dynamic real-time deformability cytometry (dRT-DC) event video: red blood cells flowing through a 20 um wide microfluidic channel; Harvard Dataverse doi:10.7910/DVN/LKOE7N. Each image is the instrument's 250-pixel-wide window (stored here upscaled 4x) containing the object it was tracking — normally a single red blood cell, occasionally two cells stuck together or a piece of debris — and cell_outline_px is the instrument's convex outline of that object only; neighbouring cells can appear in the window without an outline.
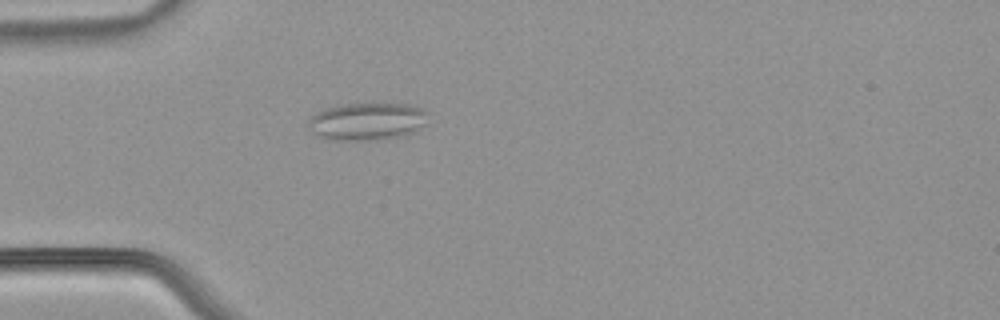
{"species": "common noctule bat (a hibernating species)", "species_latin": "Nyctalus noctula", "temperature_condition": "warm", "stored_images_in_passage": 40, "camera_frame_rate_fps": 3000, "um_per_image_px": 0.085, "animal": {"sex": "male", "body_mass_g": 21.5, "forearm_length_mm": 52.0}, "frame": {"image": 1, "passage_image": 4, "time_ms": 1.0, "image_size_px": [1000, 320], "cell_outline_px": [[428, 112], [424, 124], [412, 132], [380, 140], [332, 140], [316, 136], [304, 124], [316, 112], [328, 108], [344, 104], [408, 104], [420, 108]], "centroid_in_image_um": [31.13, 10.33], "position_along_channel_um": 53.9, "area_um2": 26.07}}
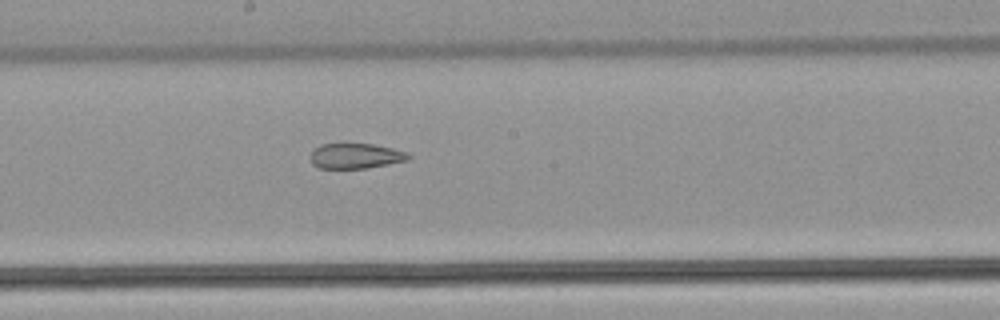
{"frame": {"image": 2, "passage_image": 17, "time_ms": 5.333, "image_size_px": [1000, 320], "cell_outline_px": [[412, 156], [408, 160], [368, 168], [320, 168], [312, 164], [312, 152], [320, 144], [372, 144], [392, 148], [408, 152]], "centroid_in_image_um": [30.28, 13.26], "position_along_channel_um": 217.9, "area_um2": 14.28}}
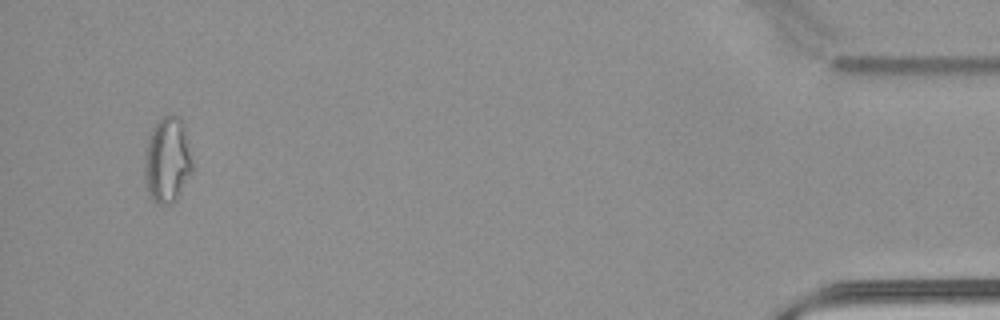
{"frame": {"image": 3, "passage_image": 38, "time_ms": 12.333, "image_size_px": [1000, 320], "cell_outline_px": [[192, 172], [176, 200], [168, 204], [156, 204], [148, 196], [144, 184], [144, 152], [152, 128], [168, 112], [180, 116], [184, 124], [192, 164]], "centroid_in_image_um": [14.19, 13.62], "position_along_channel_um": 421.0, "area_um2": 24.28}, "authors_computed_cell_mechanics": {"area_um2": 18.2937, "velocity_mm_per_s": 4.0076, "shape_relaxation_time_tau1_ms": null, "shape_relaxation_time_tau2_ms": 2.1255, "deformation_change_tau1": null, "deformation_change_tau2": 0.0923}}